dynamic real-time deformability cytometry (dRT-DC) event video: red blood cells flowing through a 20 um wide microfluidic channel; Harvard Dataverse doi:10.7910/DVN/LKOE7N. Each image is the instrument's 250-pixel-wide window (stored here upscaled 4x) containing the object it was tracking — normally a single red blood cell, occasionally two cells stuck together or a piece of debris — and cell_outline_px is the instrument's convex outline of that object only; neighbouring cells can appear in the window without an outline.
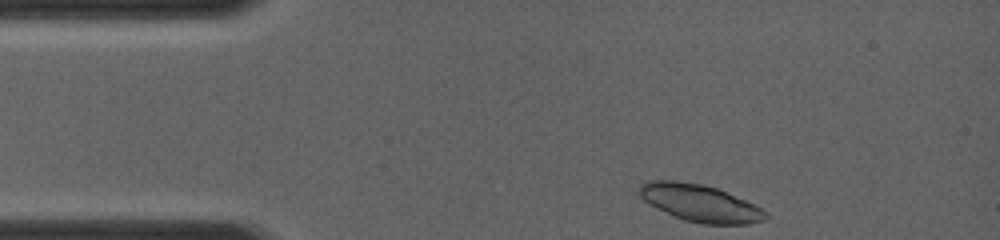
{"species": "common noctule bat (a hibernating species)", "species_latin": "Nyctalus noctula", "temperature_condition": "room temperature", "stored_images_in_passage": 5, "camera_frame_rate_fps": 4000, "um_per_image_px": 0.085, "animal": {"sex": "female", "body_mass_g": 19.0, "forearm_length_mm": 56.7}, "frame": {"image": 1, "passage_image": 1, "time_ms": 0.0, "image_size_px": [1000, 240], "cell_outline_px": [[768, 220], [748, 224], [700, 224], [684, 220], [672, 216], [648, 204], [640, 196], [640, 184], [648, 180], [676, 180], [704, 184], [716, 188], [744, 200], [768, 212]], "centroid_in_image_um": [59.48, 17.27], "position_along_channel_um": 25.5, "area_um2": 27.46}}